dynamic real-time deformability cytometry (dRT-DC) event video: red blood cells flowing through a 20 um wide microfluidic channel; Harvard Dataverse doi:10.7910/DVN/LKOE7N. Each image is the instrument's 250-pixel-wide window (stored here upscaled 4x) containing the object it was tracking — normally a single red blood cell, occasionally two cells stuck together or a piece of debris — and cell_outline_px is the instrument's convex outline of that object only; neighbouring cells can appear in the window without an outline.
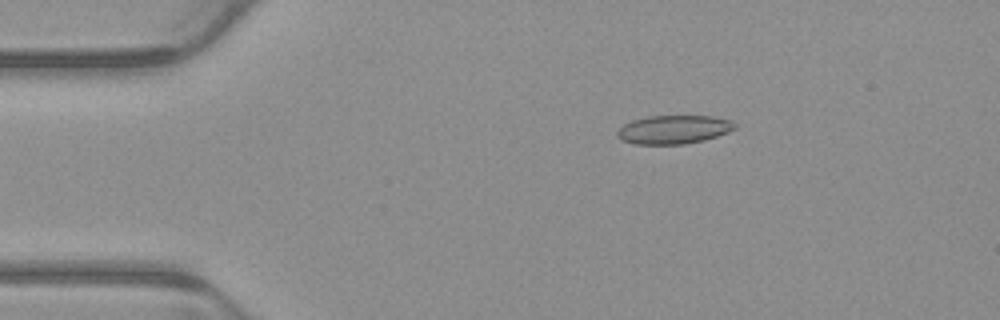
{"species": "common noctule bat (a hibernating species)", "species_latin": "Nyctalus noctula", "temperature_condition": "warm", "stored_images_in_passage": 6, "camera_frame_rate_fps": 3000, "um_per_image_px": 0.085, "animal": {"sex": "male", "body_mass_g": 23.1, "forearm_length_mm": 52.7}, "frame": {"image": 1, "passage_image": 3, "time_ms": 0.667, "image_size_px": [1000, 320], "cell_outline_px": [[736, 128], [728, 132], [704, 140], [684, 144], [632, 144], [620, 140], [616, 136], [616, 132], [624, 124], [632, 120], [648, 116], [712, 116], [732, 120], [736, 124]], "centroid_in_image_um": [57.24, 11.01], "position_along_channel_um": 27.8, "area_um2": 19.71}}
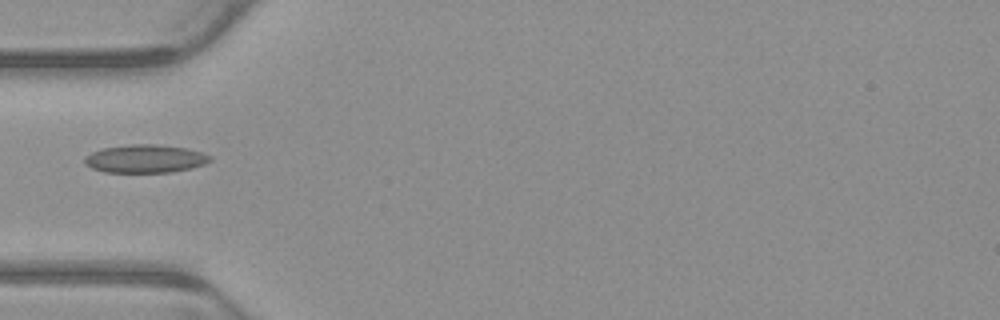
{"frame": {"image": 2, "passage_image": 5, "time_ms": 1.333, "image_size_px": [1000, 320], "cell_outline_px": [[212, 160], [204, 164], [192, 168], [172, 172], [104, 172], [92, 168], [84, 164], [84, 156], [92, 152], [104, 148], [132, 144], [156, 144], [188, 148], [212, 156]], "centroid_in_image_um": [12.35, 13.49], "position_along_channel_um": 72.6, "area_um2": 20.63}}
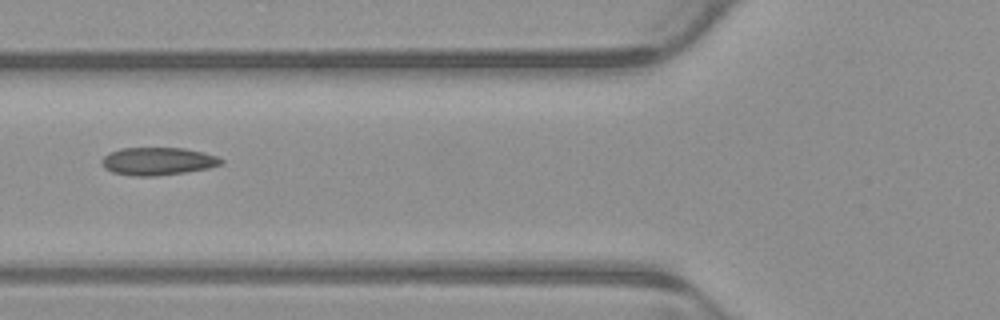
{"frame": {"image": 3, "passage_image": 6, "time_ms": 1.667, "image_size_px": [1000, 320], "cell_outline_px": [[224, 164], [208, 168], [184, 172], [156, 176], [136, 176], [112, 172], [104, 168], [100, 164], [100, 160], [108, 152], [120, 148], [184, 148], [204, 152], [216, 156], [224, 160]], "centroid_in_image_um": [13.39, 13.7], "position_along_channel_um": 112.4, "area_um2": 19.48}}